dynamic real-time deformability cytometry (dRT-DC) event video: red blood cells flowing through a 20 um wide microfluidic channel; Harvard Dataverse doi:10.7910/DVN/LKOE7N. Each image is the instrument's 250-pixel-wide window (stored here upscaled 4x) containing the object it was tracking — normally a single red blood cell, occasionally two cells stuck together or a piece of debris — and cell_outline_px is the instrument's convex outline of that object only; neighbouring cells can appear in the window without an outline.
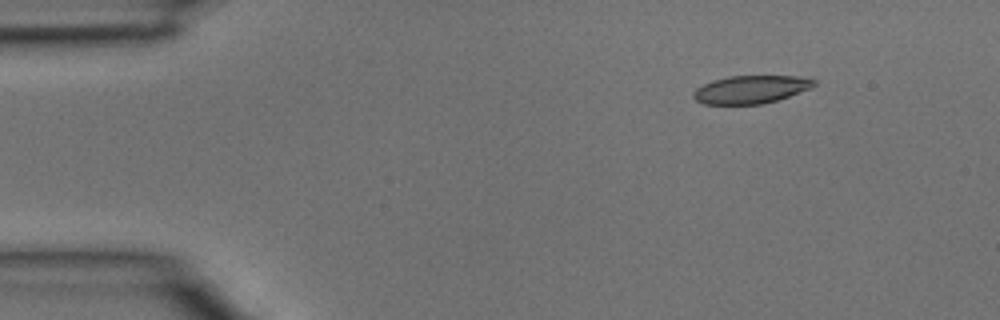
{"species": "common noctule bat (a hibernating species)", "species_latin": "Nyctalus noctula", "temperature_condition": "room temperature", "stored_images_in_passage": 6, "camera_frame_rate_fps": 3000, "um_per_image_px": 0.085, "animal": {"sex": "male", "body_mass_g": 15.6}, "frame": {"image": 1, "passage_image": 2, "time_ms": 0.333, "image_size_px": [1000, 320], "cell_outline_px": [[816, 84], [808, 88], [788, 96], [776, 100], [760, 104], [704, 104], [696, 100], [692, 96], [692, 92], [696, 88], [712, 80], [728, 76], [808, 76], [816, 80]], "centroid_in_image_um": [63.8, 7.59], "position_along_channel_um": 21.2, "area_um2": 19.59}}
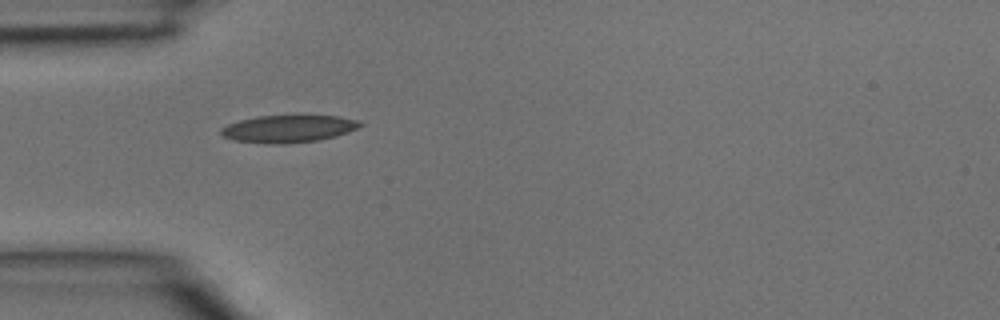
{"frame": {"image": 2, "passage_image": 4, "time_ms": 1.0, "image_size_px": [1000, 320], "cell_outline_px": [[364, 124], [348, 132], [336, 136], [316, 140], [280, 144], [276, 144], [236, 140], [224, 136], [220, 132], [220, 128], [228, 124], [240, 120], [260, 116], [340, 116], [356, 120]], "centroid_in_image_um": [24.52, 10.94], "position_along_channel_um": 60.5, "area_um2": 21.68}}